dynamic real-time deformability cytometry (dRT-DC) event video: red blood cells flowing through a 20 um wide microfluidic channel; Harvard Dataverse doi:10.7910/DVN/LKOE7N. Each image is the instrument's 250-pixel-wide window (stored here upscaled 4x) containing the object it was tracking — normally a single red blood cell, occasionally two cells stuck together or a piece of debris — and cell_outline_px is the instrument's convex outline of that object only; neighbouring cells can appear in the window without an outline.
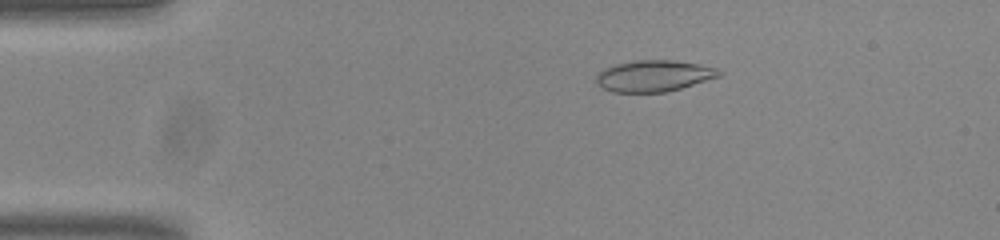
{"species": "common noctule bat (a hibernating species)", "species_latin": "Nyctalus noctula", "temperature_condition": "room temperature", "stored_images_in_passage": 49, "camera_frame_rate_fps": 3000, "um_per_image_px": 0.085, "animal": {"sex": "male", "body_mass_g": 20.0, "forearm_length_mm": 53.3}, "frame": {"image": 1, "passage_image": 6, "time_ms": 1.667, "image_size_px": [1000, 240], "cell_outline_px": [[720, 76], [680, 88], [664, 92], [612, 92], [596, 84], [596, 76], [604, 68], [616, 64], [636, 60], [672, 60], [700, 64], [716, 68], [720, 72]], "centroid_in_image_um": [55.55, 6.45], "position_along_channel_um": 29.5, "area_um2": 22.2}}
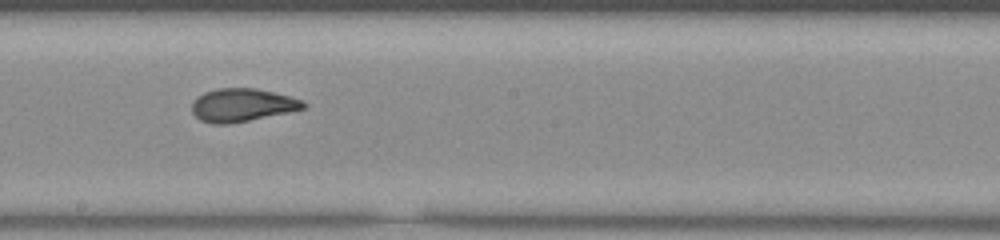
{"frame": {"image": 2, "passage_image": 26, "time_ms": 8.333, "image_size_px": [1000, 240], "cell_outline_px": [[308, 108], [228, 124], [212, 124], [200, 120], [192, 112], [192, 100], [196, 96], [204, 92], [216, 88], [256, 88], [304, 100], [308, 104]], "centroid_in_image_um": [20.57, 8.92], "position_along_channel_um": 227.6, "area_um2": 21.62}}
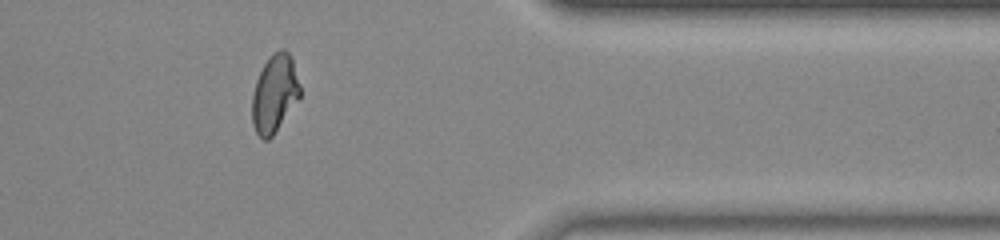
{"frame": {"image": 3, "passage_image": 40, "time_ms": 13.0, "image_size_px": [1000, 240], "cell_outline_px": [[300, 96], [272, 136], [268, 140], [264, 140], [256, 132], [252, 124], [252, 92], [256, 80], [264, 64], [272, 52], [280, 48], [284, 48], [292, 56], [300, 88]], "centroid_in_image_um": [23.32, 7.92], "position_along_channel_um": 388.1, "area_um2": 21.62}, "authors_computed_cell_mechanics": {"area_um2": 21.7328, "velocity_mm_per_s": 3.838, "shape_relaxation_time_tau1_ms": null, "shape_relaxation_time_tau2_ms": 1.1209, "deformation_change_tau1": null, "deformation_change_tau2": 0.0743}}